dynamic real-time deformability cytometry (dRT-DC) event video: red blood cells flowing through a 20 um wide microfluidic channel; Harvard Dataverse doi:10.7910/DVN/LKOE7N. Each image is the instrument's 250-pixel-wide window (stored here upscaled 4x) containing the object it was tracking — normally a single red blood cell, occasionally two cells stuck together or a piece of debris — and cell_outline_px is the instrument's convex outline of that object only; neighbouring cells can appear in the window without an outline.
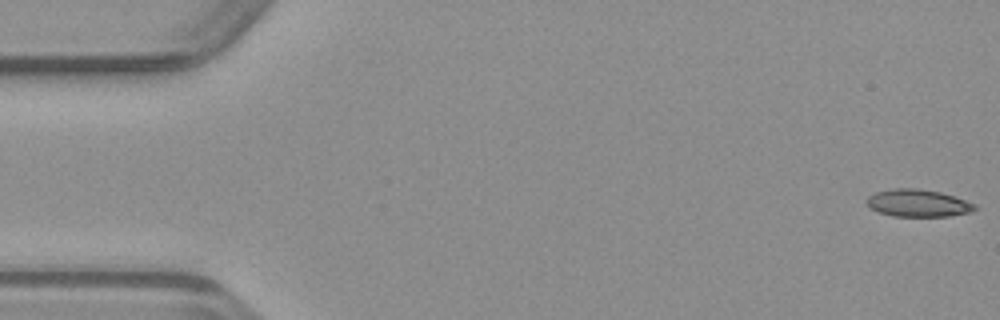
{"species": "common noctule bat (a hibernating species)", "species_latin": "Nyctalus noctula", "temperature_condition": "warm", "stored_images_in_passage": 49, "camera_frame_rate_fps": 3000, "um_per_image_px": 0.085, "animal": {"sex": "male", "body_mass_g": 23.1, "forearm_length_mm": 52.7}, "frame": {"image": 1, "passage_image": 1, "time_ms": 0.0, "image_size_px": [1000, 320], "cell_outline_px": [[976, 208], [968, 212], [948, 216], [892, 216], [876, 212], [868, 208], [864, 200], [868, 196], [876, 192], [892, 188], [920, 188], [940, 192], [976, 204]], "centroid_in_image_um": [77.92, 17.26], "position_along_channel_um": 7.1, "area_um2": 17.34}}
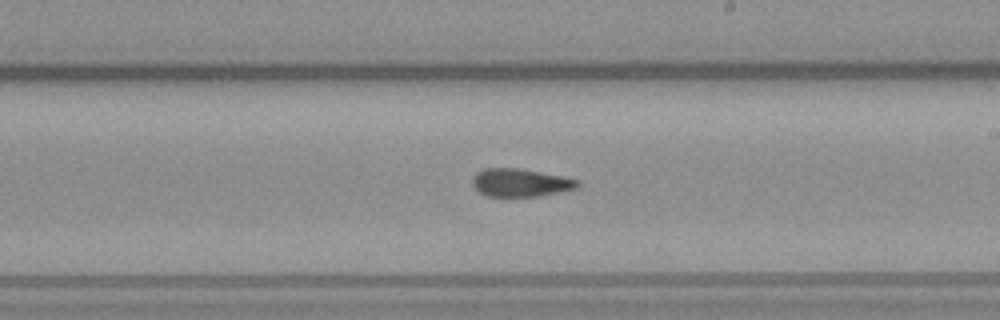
{"frame": {"image": 2, "passage_image": 28, "time_ms": 9.0, "image_size_px": [1000, 320], "cell_outline_px": [[580, 184], [576, 188], [540, 196], [488, 196], [480, 192], [472, 184], [472, 180], [476, 172], [484, 168], [516, 168], [564, 176], [580, 180]], "centroid_in_image_um": [44.25, 15.52], "position_along_channel_um": 244.8, "area_um2": 17.05}}
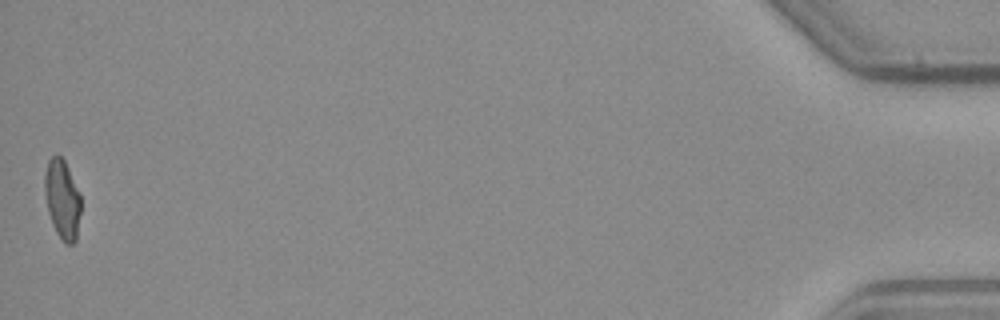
{"frame": {"image": 3, "passage_image": 49, "time_ms": 16.0, "image_size_px": [1000, 320], "cell_outline_px": [[80, 212], [76, 240], [72, 244], [64, 244], [56, 232], [52, 224], [48, 212], [44, 192], [44, 172], [48, 160], [56, 152], [64, 160], [80, 192]], "centroid_in_image_um": [5.28, 16.92], "position_along_channel_um": 429.9, "area_um2": 16.94}}